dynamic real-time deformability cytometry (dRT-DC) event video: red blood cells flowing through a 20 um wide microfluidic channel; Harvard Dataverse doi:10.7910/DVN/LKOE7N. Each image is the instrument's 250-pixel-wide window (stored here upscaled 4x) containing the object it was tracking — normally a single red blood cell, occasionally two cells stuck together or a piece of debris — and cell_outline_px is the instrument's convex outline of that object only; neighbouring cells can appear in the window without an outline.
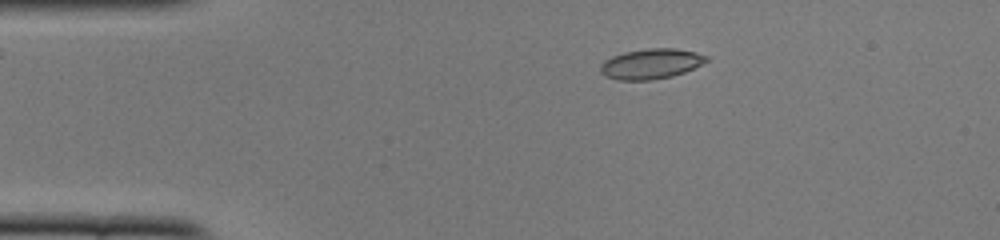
{"species": "common noctule bat (a hibernating species)", "species_latin": "Nyctalus noctula", "temperature_condition": "cold", "stored_images_in_passage": 43, "camera_frame_rate_fps": 3000, "um_per_image_px": 0.085, "animal": {"sex": "female", "body_mass_g": 22.0, "forearm_length_mm": 56.7}, "frame": {"image": 1, "passage_image": 1, "time_ms": 0.0, "image_size_px": [1000, 240], "cell_outline_px": [[708, 60], [684, 72], [672, 76], [652, 80], [616, 80], [604, 76], [600, 72], [600, 64], [604, 60], [612, 56], [624, 52], [648, 48], [676, 48], [696, 52], [708, 56]], "centroid_in_image_um": [55.29, 5.42], "position_along_channel_um": 29.7, "area_um2": 18.73}}
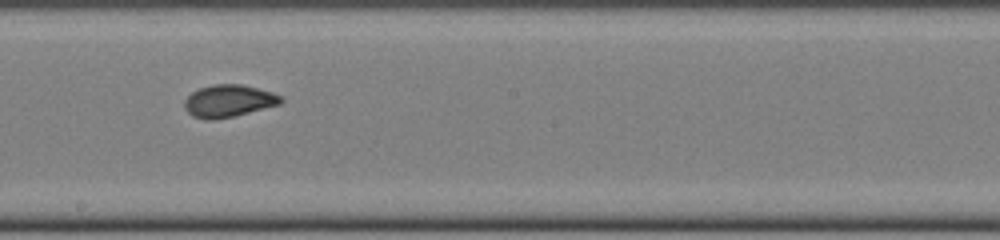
{"frame": {"image": 2, "passage_image": 20, "time_ms": 6.333, "image_size_px": [1000, 240], "cell_outline_px": [[284, 100], [280, 104], [232, 116], [212, 120], [208, 120], [192, 116], [184, 108], [184, 100], [192, 92], [200, 88], [212, 84], [240, 84], [272, 92], [280, 96]], "centroid_in_image_um": [19.4, 8.57], "position_along_channel_um": 228.8, "area_um2": 17.92}}
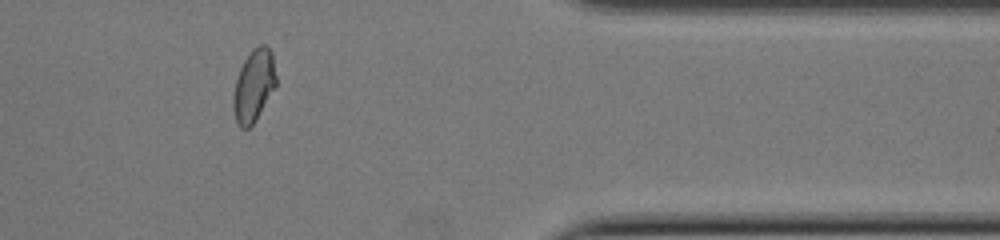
{"frame": {"image": 3, "passage_image": 34, "time_ms": 11.0, "image_size_px": [1000, 240], "cell_outline_px": [[276, 88], [256, 120], [248, 128], [240, 128], [236, 120], [232, 104], [232, 96], [236, 80], [240, 68], [244, 60], [252, 48], [260, 44], [264, 44], [272, 52], [276, 76]], "centroid_in_image_um": [21.58, 7.27], "position_along_channel_um": 389.8, "area_um2": 18.21}, "authors_computed_cell_mechanics": {"area_um2": 18.207, "velocity_mm_per_s": 3.9084, "shape_relaxation_time_tau1_ms": 5.4339, "shape_relaxation_time_tau2_ms": 0.8989, "deformation_change_tau1": 0.1761, "deformation_change_tau2": 0.0546}}